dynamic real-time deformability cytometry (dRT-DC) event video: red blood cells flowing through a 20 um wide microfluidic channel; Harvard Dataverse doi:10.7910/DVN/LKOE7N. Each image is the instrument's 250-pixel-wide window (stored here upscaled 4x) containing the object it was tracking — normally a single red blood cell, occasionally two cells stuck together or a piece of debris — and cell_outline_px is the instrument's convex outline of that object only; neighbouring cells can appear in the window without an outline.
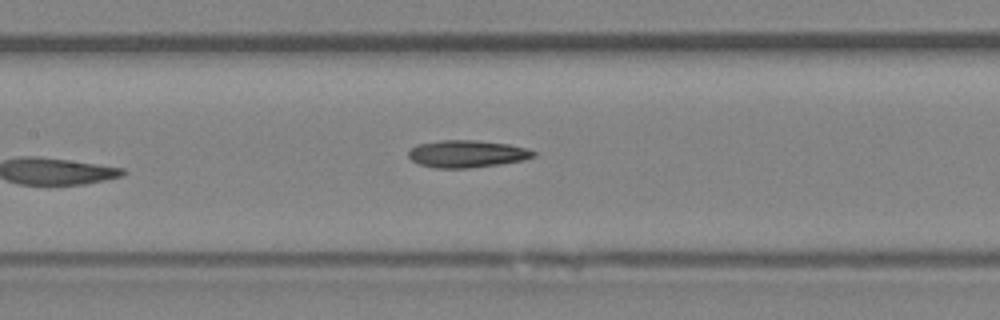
{"species": "Egyptian fruit bat (a non-hibernating species)", "species_latin": "Rousettus aegyptiacus", "temperature_condition": "room temperature", "stored_images_in_passage": 7, "camera_frame_rate_fps": 3000, "um_per_image_px": 0.085, "animal": {"sex": "female"}, "frame": {"image": 1, "passage_image": 7, "time_ms": 7.0, "image_size_px": [1000, 320], "cell_outline_px": [[536, 156], [524, 160], [500, 164], [468, 168], [432, 168], [420, 164], [412, 160], [408, 156], [408, 152], [416, 144], [440, 140], [472, 140], [508, 144], [528, 148], [536, 152]], "centroid_in_image_um": [39.7, 13.08], "position_along_channel_um": 167.7, "area_um2": 19.94}}